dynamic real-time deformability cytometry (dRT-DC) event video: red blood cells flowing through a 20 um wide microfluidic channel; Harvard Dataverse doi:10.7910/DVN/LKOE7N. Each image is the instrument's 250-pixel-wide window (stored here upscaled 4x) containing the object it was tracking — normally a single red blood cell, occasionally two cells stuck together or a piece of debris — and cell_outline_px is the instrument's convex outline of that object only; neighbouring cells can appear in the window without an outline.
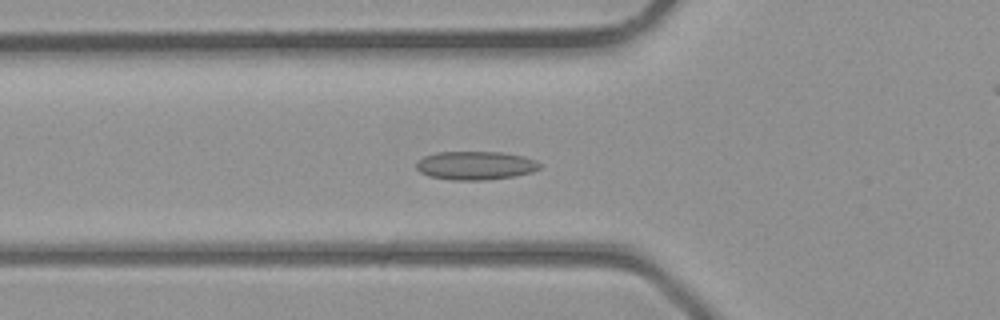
{"species": "common noctule bat (a hibernating species)", "species_latin": "Nyctalus noctula", "temperature_condition": "room temperature", "stored_images_in_passage": 41, "camera_frame_rate_fps": 3000, "um_per_image_px": 0.085, "animal": {"sex": "male", "body_mass_g": 23.1, "forearm_length_mm": 52.7}, "frame": {"image": 1, "passage_image": 14, "time_ms": 4.333, "image_size_px": [1000, 320], "cell_outline_px": [[540, 168], [532, 172], [512, 176], [488, 180], [452, 180], [428, 176], [420, 172], [416, 168], [416, 164], [424, 156], [436, 152], [504, 152], [524, 156], [536, 160], [540, 164]], "centroid_in_image_um": [40.42, 14.06], "position_along_channel_um": 85.4, "area_um2": 20.58}}
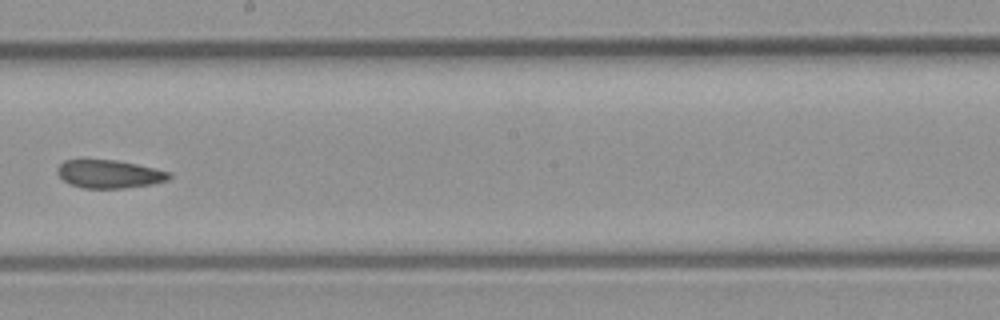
{"frame": {"image": 2, "passage_image": 23, "time_ms": 7.333, "image_size_px": [1000, 320], "cell_outline_px": [[172, 176], [168, 180], [152, 184], [124, 188], [84, 188], [68, 184], [56, 172], [56, 168], [64, 160], [116, 160], [136, 164], [168, 172]], "centroid_in_image_um": [9.25, 14.8], "position_along_channel_um": 239.0, "area_um2": 18.21}}
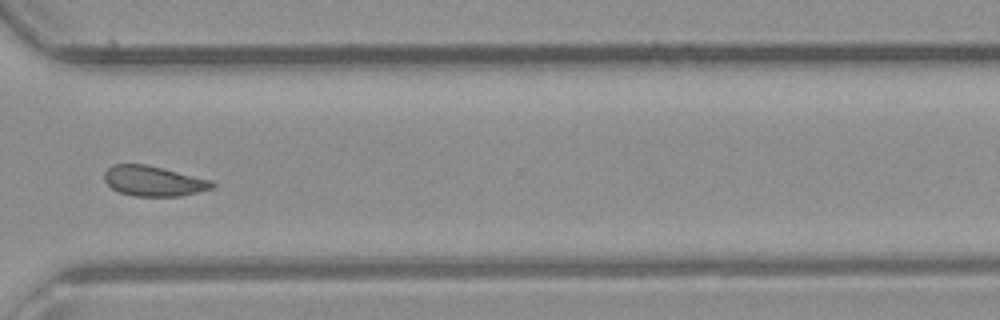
{"frame": {"image": 3, "passage_image": 30, "time_ms": 9.667, "image_size_px": [1000, 320], "cell_outline_px": [[216, 184], [212, 188], [180, 196], [132, 196], [120, 192], [112, 188], [104, 180], [104, 172], [112, 164], [144, 164], [164, 168], [212, 180]], "centroid_in_image_um": [13.04, 15.38], "position_along_channel_um": 357.6, "area_um2": 18.96}}